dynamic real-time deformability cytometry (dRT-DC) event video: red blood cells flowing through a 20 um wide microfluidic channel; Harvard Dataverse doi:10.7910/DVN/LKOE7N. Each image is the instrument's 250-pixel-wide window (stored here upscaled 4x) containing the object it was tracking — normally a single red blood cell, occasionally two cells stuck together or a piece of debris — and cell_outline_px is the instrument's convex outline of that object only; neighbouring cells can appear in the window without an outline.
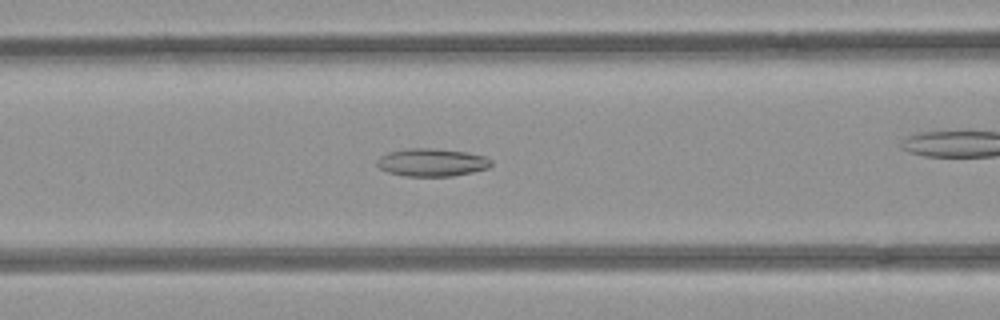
{"species": "common noctule bat (a hibernating species)", "species_latin": "Nyctalus noctula", "temperature_condition": "room temperature", "stored_images_in_passage": 42, "camera_frame_rate_fps": 3000, "um_per_image_px": 0.085, "animal": {"sex": "female", "body_mass_g": 21.9}, "frame": {"image": 1, "passage_image": 10, "time_ms": 3.0, "image_size_px": [1000, 320], "cell_outline_px": [[492, 164], [488, 168], [472, 172], [452, 176], [404, 176], [388, 172], [380, 168], [376, 164], [376, 160], [380, 156], [388, 152], [408, 148], [428, 148], [468, 152], [484, 156], [492, 160]], "centroid_in_image_um": [36.69, 13.8], "position_along_channel_um": 129.9, "area_um2": 18.55}}
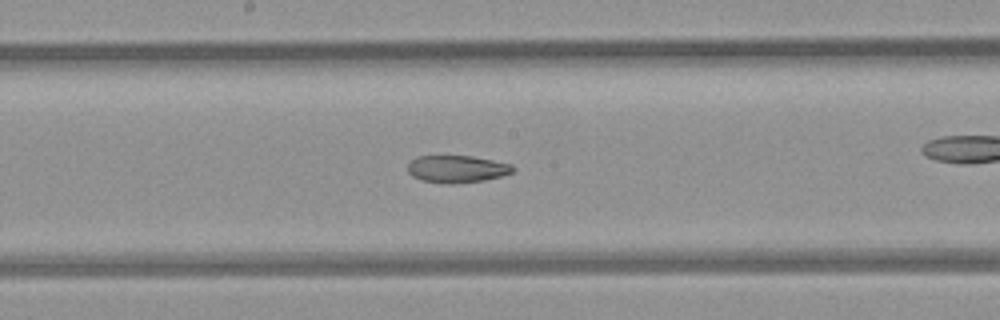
{"frame": {"image": 2, "passage_image": 16, "time_ms": 5.0, "image_size_px": [1000, 320], "cell_outline_px": [[516, 168], [512, 172], [500, 176], [484, 180], [456, 184], [448, 184], [420, 180], [412, 176], [408, 172], [408, 164], [416, 156], [472, 156], [512, 164]], "centroid_in_image_um": [38.83, 14.37], "position_along_channel_um": 209.4, "area_um2": 16.76}}
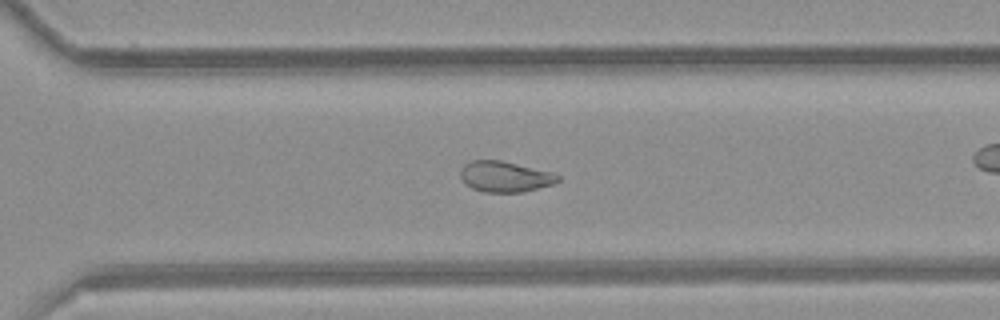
{"frame": {"image": 3, "passage_image": 25, "time_ms": 8.0, "image_size_px": [1000, 320], "cell_outline_px": [[560, 180], [552, 184], [524, 192], [484, 192], [472, 188], [464, 184], [460, 176], [460, 168], [464, 164], [472, 160], [500, 160], [552, 172], [560, 176]], "centroid_in_image_um": [42.89, 15.01], "position_along_channel_um": 327.7, "area_um2": 17.51}, "authors_computed_cell_mechanics": {"area_um2": 19.1029, "velocity_mm_per_s": 3.9708, "shape_relaxation_time_tau1_ms": null, "shape_relaxation_time_tau2_ms": 5.0055, "deformation_change_tau1": null, "deformation_change_tau2": 0.1179}}